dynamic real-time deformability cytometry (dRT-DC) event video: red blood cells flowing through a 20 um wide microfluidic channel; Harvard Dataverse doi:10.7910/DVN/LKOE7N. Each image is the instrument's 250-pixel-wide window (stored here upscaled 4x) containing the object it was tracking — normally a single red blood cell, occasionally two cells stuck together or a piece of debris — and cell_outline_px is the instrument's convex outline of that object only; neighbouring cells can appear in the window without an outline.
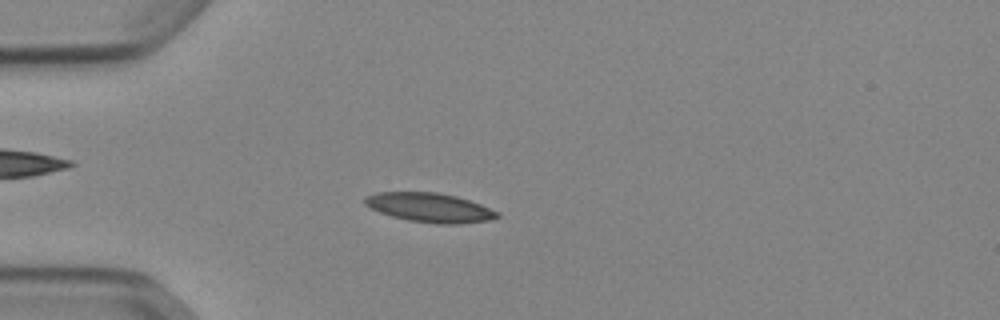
{"species": "Egyptian fruit bat (a non-hibernating species)", "species_latin": "Rousettus aegyptiacus", "temperature_condition": "cold", "stored_images_in_passage": 52, "camera_frame_rate_fps": 3000, "um_per_image_px": 0.085, "animal": {"sex": "female"}, "frame": {"image": 1, "passage_image": 14, "time_ms": 4.333, "image_size_px": [1000, 320], "cell_outline_px": [[500, 216], [488, 220], [460, 224], [436, 224], [408, 220], [392, 216], [380, 212], [364, 204], [364, 196], [376, 192], [436, 192], [456, 196], [480, 204], [500, 212]], "centroid_in_image_um": [36.52, 17.64], "position_along_channel_um": 48.5, "area_um2": 22.54}}
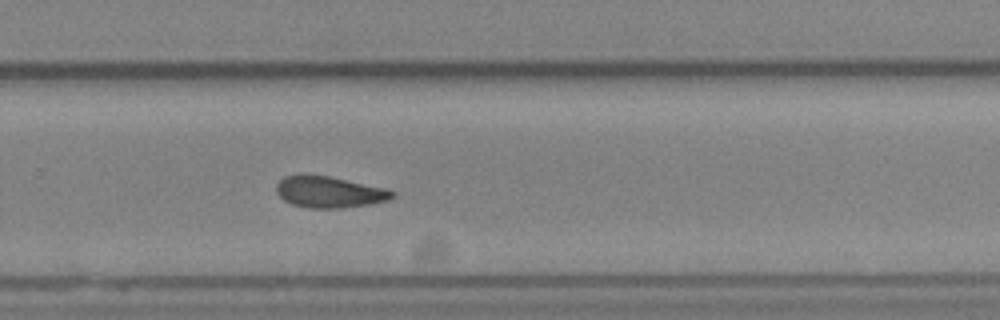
{"frame": {"image": 2, "passage_image": 35, "time_ms": 11.333, "image_size_px": [1000, 320], "cell_outline_px": [[396, 192], [388, 200], [372, 204], [340, 208], [308, 208], [292, 204], [284, 200], [276, 192], [276, 184], [284, 176], [328, 176], [388, 188]], "centroid_in_image_um": [28.02, 16.34], "position_along_channel_um": 301.8, "area_um2": 20.98}}
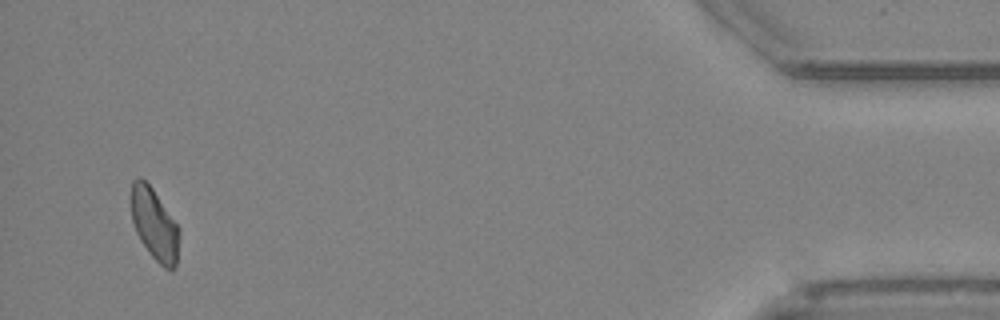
{"frame": {"image": 3, "passage_image": 50, "time_ms": 16.333, "image_size_px": [1000, 320], "cell_outline_px": [[180, 232], [176, 268], [172, 272], [164, 268], [148, 252], [140, 240], [136, 232], [132, 220], [132, 180], [136, 176], [140, 176], [152, 188], [180, 228]], "centroid_in_image_um": [13.15, 19.11], "position_along_channel_um": 422.0, "area_um2": 20.17}, "authors_computed_cell_mechanics": {"area_um2": 21.0103, "velocity_mm_per_s": 3.8799, "shape_relaxation_time_tau1_ms": null, "shape_relaxation_time_tau2_ms": 3.4383, "deformation_change_tau1": null, "deformation_change_tau2": 0.0916}}